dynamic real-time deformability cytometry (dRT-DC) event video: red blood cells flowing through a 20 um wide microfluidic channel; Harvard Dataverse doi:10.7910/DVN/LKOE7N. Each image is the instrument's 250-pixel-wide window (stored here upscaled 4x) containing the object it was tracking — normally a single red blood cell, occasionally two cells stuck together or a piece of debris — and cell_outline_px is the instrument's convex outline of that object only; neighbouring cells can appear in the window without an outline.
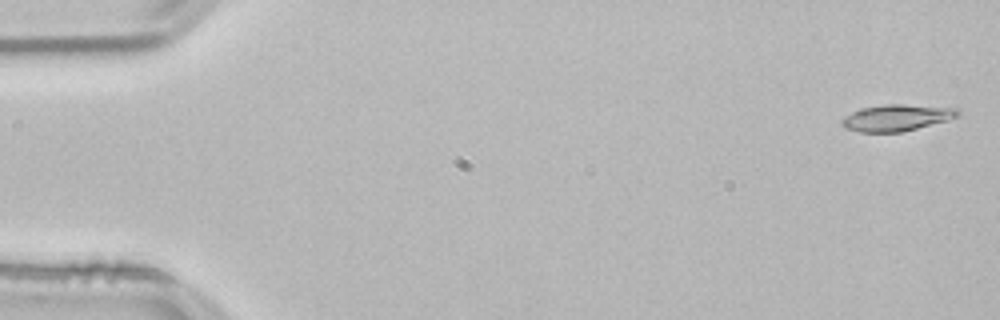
{"species": "common noctule bat (a hibernating species)", "species_latin": "Nyctalus noctula", "temperature_condition": "room temperature", "stored_images_in_passage": 53, "camera_frame_rate_fps": 3000, "um_per_image_px": 0.085, "animal": {"sex": "male", "body_mass_g": 21.5, "forearm_length_mm": 52.0}, "frame": {"image": 1, "passage_image": 1, "time_ms": 0.0, "image_size_px": [1000, 320], "cell_outline_px": [[960, 116], [948, 120], [900, 132], [860, 132], [844, 128], [840, 124], [840, 120], [844, 116], [852, 112], [864, 108], [884, 104], [904, 104], [956, 108], [960, 112]], "centroid_in_image_um": [76.19, 10.0], "position_along_channel_um": 8.8, "area_um2": 17.86}}
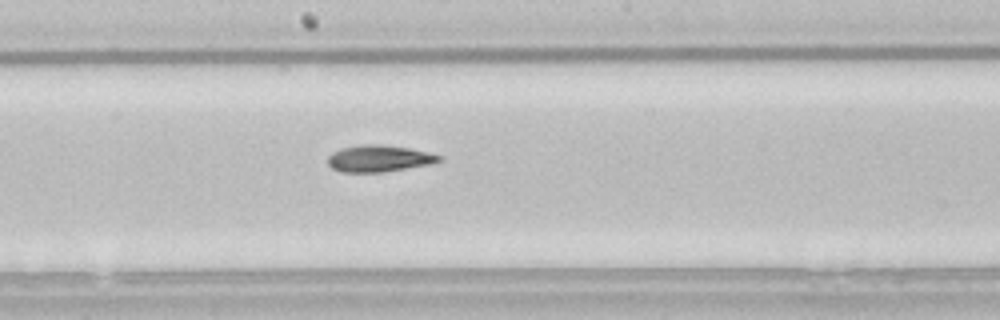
{"frame": {"image": 2, "passage_image": 28, "time_ms": 9.0, "image_size_px": [1000, 320], "cell_outline_px": [[440, 160], [428, 164], [380, 172], [340, 172], [332, 168], [328, 164], [328, 156], [332, 152], [340, 148], [364, 144], [384, 144], [408, 148], [428, 152], [440, 156]], "centroid_in_image_um": [32.13, 13.46], "position_along_channel_um": 216.1, "area_um2": 17.05}}
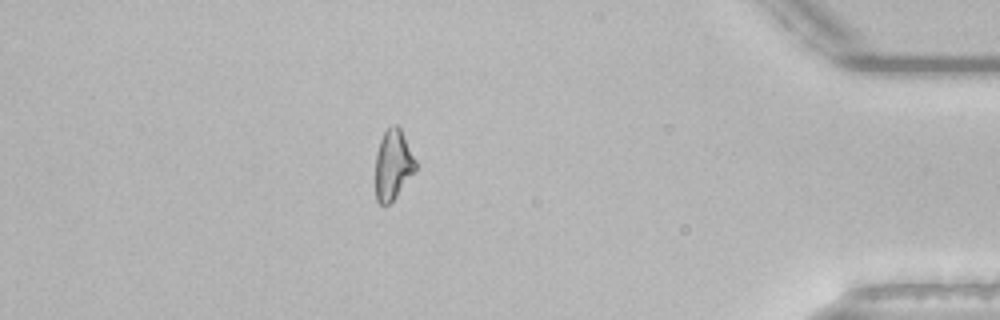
{"frame": {"image": 3, "passage_image": 46, "time_ms": 15.0, "image_size_px": [1000, 320], "cell_outline_px": [[416, 168], [392, 200], [388, 204], [380, 204], [376, 200], [376, 152], [380, 140], [384, 132], [392, 124], [396, 124], [400, 128], [416, 160]], "centroid_in_image_um": [33.38, 13.96], "position_along_channel_um": 401.8, "area_um2": 15.95}, "authors_computed_cell_mechanics": {"area_um2": 17.1666, "velocity_mm_per_s": 3.8322, "shape_relaxation_time_tau1_ms": null, "shape_relaxation_time_tau2_ms": 9.1711, "deformation_change_tau1": null, "deformation_change_tau2": 0.1796}}